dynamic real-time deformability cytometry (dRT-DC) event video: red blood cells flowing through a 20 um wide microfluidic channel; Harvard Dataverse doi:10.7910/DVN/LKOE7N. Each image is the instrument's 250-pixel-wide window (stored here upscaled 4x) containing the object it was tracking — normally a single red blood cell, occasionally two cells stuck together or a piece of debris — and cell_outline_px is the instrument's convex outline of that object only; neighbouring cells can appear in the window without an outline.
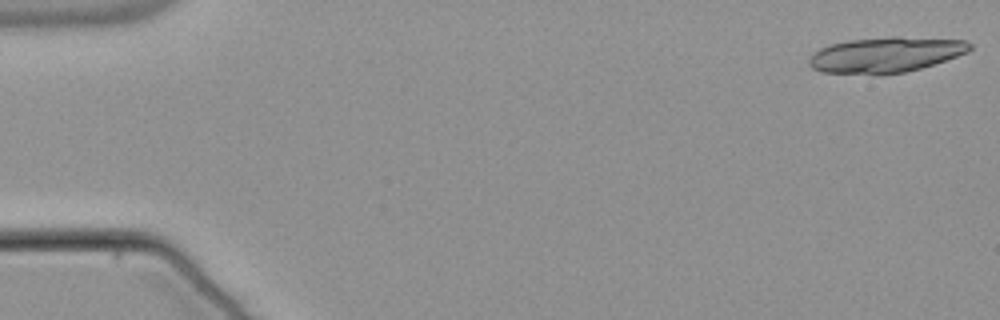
{"species": "common noctule bat (a hibernating species)", "species_latin": "Nyctalus noctula", "temperature_condition": "warm", "stored_images_in_passage": 20, "camera_frame_rate_fps": 3000, "um_per_image_px": 0.085, "animal": {"sex": "male", "body_mass_g": 21.5, "forearm_length_mm": 52.0}, "frame": {"image": 1, "passage_image": 1, "time_ms": 0.0, "image_size_px": [1000, 320], "cell_outline_px": [[972, 48], [968, 52], [920, 68], [904, 72], [880, 76], [820, 72], [812, 68], [808, 64], [808, 60], [812, 52], [820, 48], [832, 44], [848, 40], [888, 36], [896, 36], [964, 40], [972, 44]], "centroid_in_image_um": [75.22, 4.67], "position_along_channel_um": 9.8, "area_um2": 33.7}}